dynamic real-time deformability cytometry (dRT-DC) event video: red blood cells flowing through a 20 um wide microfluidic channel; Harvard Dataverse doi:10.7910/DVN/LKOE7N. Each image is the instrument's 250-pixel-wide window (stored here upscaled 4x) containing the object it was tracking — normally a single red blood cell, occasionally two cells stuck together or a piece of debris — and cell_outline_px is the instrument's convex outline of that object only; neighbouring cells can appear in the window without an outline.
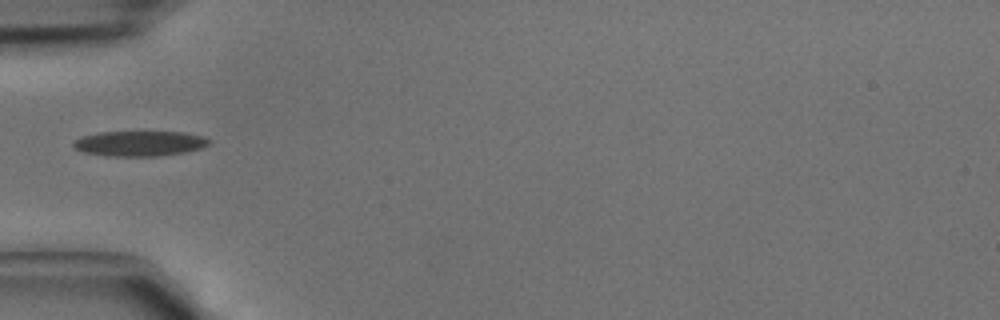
{"species": "common noctule bat (a hibernating species)", "species_latin": "Nyctalus noctula", "temperature_condition": "cold", "stored_images_in_passage": 3, "camera_frame_rate_fps": 3000, "um_per_image_px": 0.085, "animal": {"sex": "male", "body_mass_g": 15.6}, "frame": {"image": 1, "passage_image": 3, "time_ms": 0.667, "image_size_px": [1000, 320], "cell_outline_px": [[212, 144], [200, 148], [184, 152], [160, 156], [104, 156], [84, 152], [76, 148], [72, 144], [72, 140], [80, 136], [100, 132], [184, 132], [204, 136], [212, 140]], "centroid_in_image_um": [11.87, 12.19], "position_along_channel_um": 73.1, "area_um2": 20.17}}